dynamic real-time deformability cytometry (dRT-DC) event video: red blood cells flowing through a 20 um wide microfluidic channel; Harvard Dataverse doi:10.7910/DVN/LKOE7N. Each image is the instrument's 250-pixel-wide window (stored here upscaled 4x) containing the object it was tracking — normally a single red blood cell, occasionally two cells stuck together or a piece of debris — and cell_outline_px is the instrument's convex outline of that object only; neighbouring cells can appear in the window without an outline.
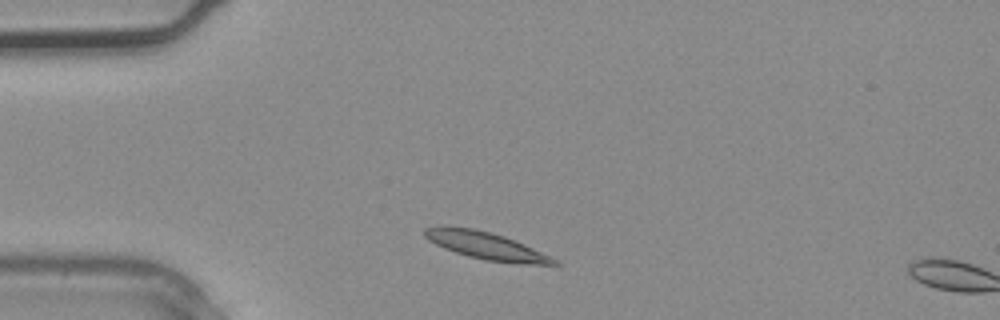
{"species": "common noctule bat (a hibernating species)", "species_latin": "Nyctalus noctula", "temperature_condition": "warm", "stored_images_in_passage": 2, "camera_frame_rate_fps": 3000, "um_per_image_px": 0.085, "animal": {"sex": "male", "body_mass_g": 20.4}, "frame": {"image": 1, "passage_image": 1, "time_ms": 0.0, "image_size_px": [1000, 320], "cell_outline_px": [[560, 264], [516, 264], [484, 260], [468, 256], [444, 248], [428, 240], [424, 236], [424, 228], [440, 224], [472, 228], [504, 236], [524, 244], [556, 260]], "centroid_in_image_um": [41.22, 20.86], "position_along_channel_um": 43.8, "area_um2": 20.58}}